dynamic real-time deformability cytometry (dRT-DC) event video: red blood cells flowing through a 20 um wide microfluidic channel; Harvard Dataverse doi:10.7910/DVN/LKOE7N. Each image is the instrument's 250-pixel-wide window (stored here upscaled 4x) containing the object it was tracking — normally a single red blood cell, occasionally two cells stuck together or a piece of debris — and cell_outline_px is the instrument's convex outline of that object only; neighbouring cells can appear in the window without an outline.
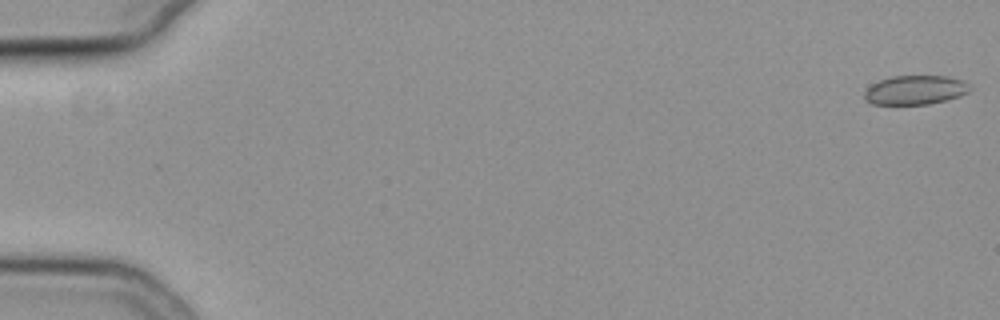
{"species": "common noctule bat (a hibernating species)", "species_latin": "Nyctalus noctula", "temperature_condition": "cold", "stored_images_in_passage": 55, "camera_frame_rate_fps": 3000, "um_per_image_px": 0.085, "animal": {"sex": "female", "body_mass_g": 19.3, "forearm_length_mm": 54.1}, "frame": {"image": 1, "passage_image": 1, "time_ms": 0.0, "image_size_px": [1000, 320], "cell_outline_px": [[972, 88], [968, 92], [960, 96], [948, 100], [928, 104], [872, 104], [864, 100], [864, 92], [872, 84], [880, 80], [892, 76], [948, 76], [964, 80]], "centroid_in_image_um": [77.82, 7.65], "position_along_channel_um": 7.2, "area_um2": 18.03}}
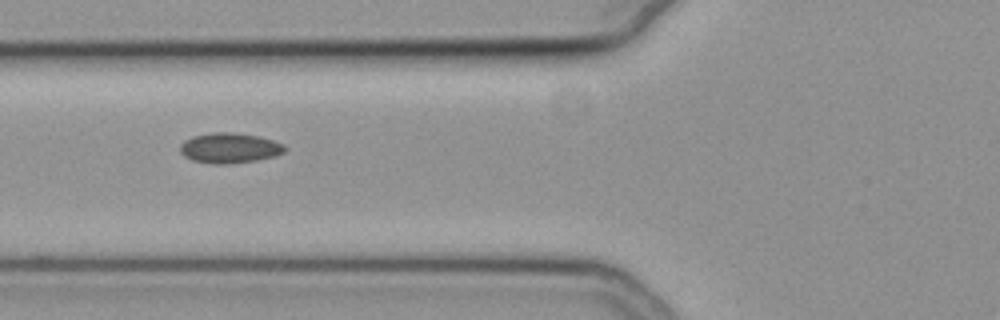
{"frame": {"image": 2, "passage_image": 22, "time_ms": 7.0, "image_size_px": [1000, 320], "cell_outline_px": [[288, 148], [284, 152], [276, 156], [256, 160], [224, 164], [216, 164], [192, 160], [184, 156], [180, 152], [180, 144], [184, 140], [192, 136], [212, 132], [232, 132], [260, 136], [284, 144]], "centroid_in_image_um": [19.52, 12.57], "position_along_channel_um": 106.3, "area_um2": 18.55}}
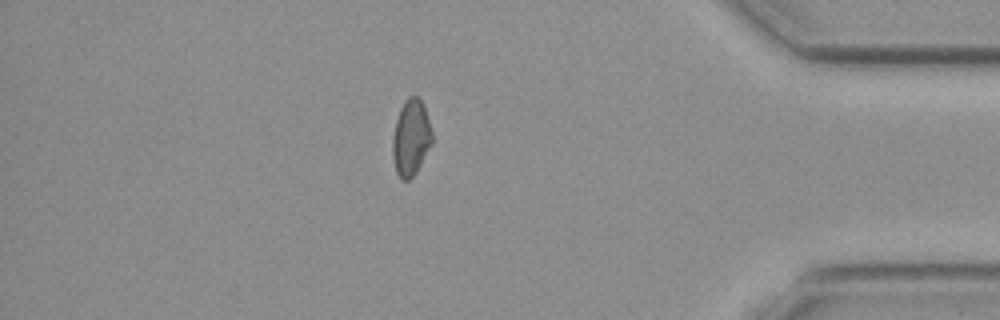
{"frame": {"image": 3, "passage_image": 48, "time_ms": 15.667, "image_size_px": [1000, 320], "cell_outline_px": [[432, 144], [416, 172], [408, 180], [400, 180], [396, 172], [392, 156], [392, 136], [396, 120], [400, 108], [404, 100], [408, 96], [416, 96], [424, 104], [432, 132]], "centroid_in_image_um": [34.92, 11.7], "position_along_channel_um": 400.3, "area_um2": 17.69}, "authors_computed_cell_mechanics": {"area_um2": 17.7446, "velocity_mm_per_s": 3.8029, "shape_relaxation_time_tau1_ms": null, "shape_relaxation_time_tau2_ms": 2.3117, "deformation_change_tau1": null, "deformation_change_tau2": 0.0573}}